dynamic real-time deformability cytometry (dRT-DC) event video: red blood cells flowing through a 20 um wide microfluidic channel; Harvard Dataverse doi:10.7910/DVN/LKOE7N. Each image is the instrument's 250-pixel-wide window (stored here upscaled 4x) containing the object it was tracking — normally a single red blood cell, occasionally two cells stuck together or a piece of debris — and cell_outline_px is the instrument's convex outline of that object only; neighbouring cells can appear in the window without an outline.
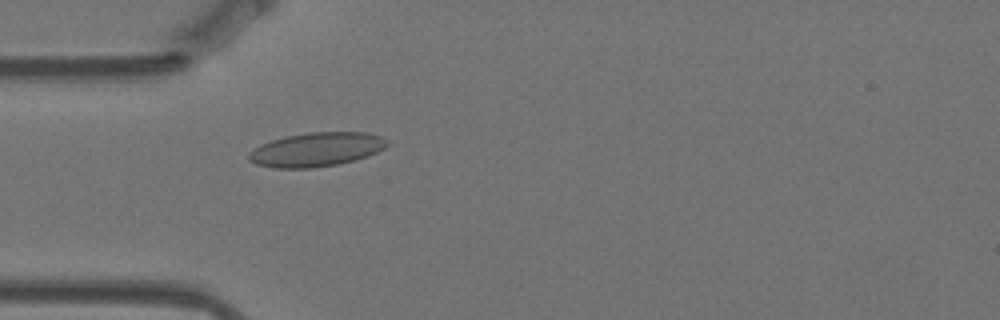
{"species": "Egyptian fruit bat (a non-hibernating species)", "species_latin": "Rousettus aegyptiacus", "temperature_condition": "warm", "stored_images_in_passage": 57, "camera_frame_rate_fps": 3000, "um_per_image_px": 0.085, "animal": {"sex": "female"}, "frame": {"image": 1, "passage_image": 16, "time_ms": 5.0, "image_size_px": [1000, 320], "cell_outline_px": [[388, 144], [384, 148], [368, 156], [356, 160], [336, 164], [312, 168], [272, 168], [256, 164], [248, 160], [248, 152], [252, 148], [260, 144], [272, 140], [288, 136], [308, 132], [368, 132], [380, 136], [388, 140]], "centroid_in_image_um": [26.87, 12.71], "position_along_channel_um": 58.1, "area_um2": 27.57}}
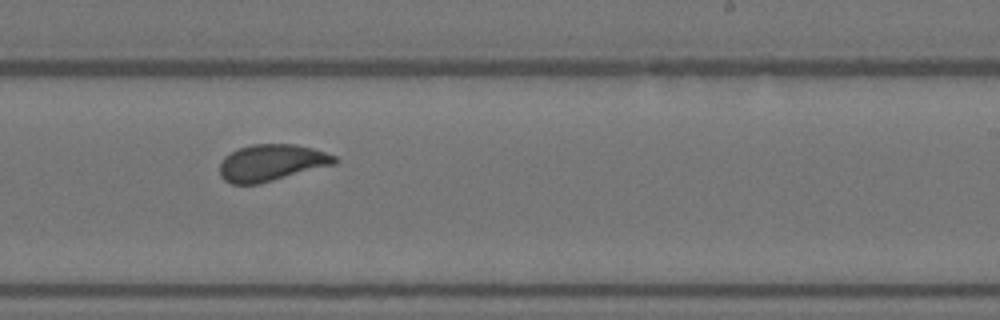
{"frame": {"image": 2, "passage_image": 34, "time_ms": 11.0, "image_size_px": [1000, 320], "cell_outline_px": [[340, 160], [336, 164], [260, 184], [232, 184], [224, 180], [220, 176], [220, 160], [224, 156], [240, 148], [252, 144], [296, 144], [312, 148], [336, 156]], "centroid_in_image_um": [23.09, 13.84], "position_along_channel_um": 265.9, "area_um2": 24.74}}
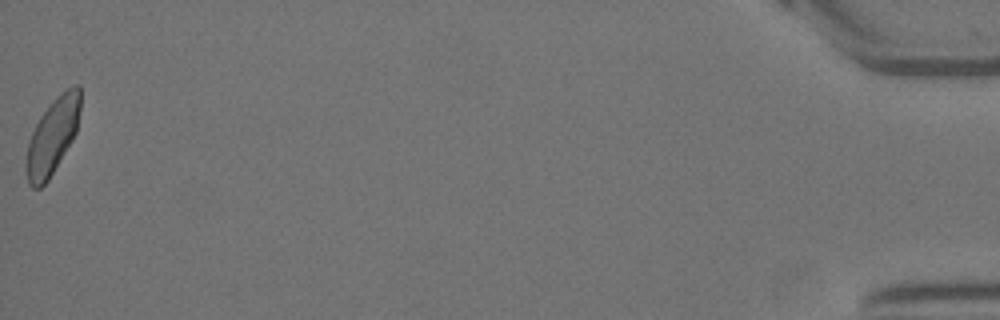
{"frame": {"image": 3, "passage_image": 57, "time_ms": 18.667, "image_size_px": [1000, 320], "cell_outline_px": [[80, 108], [76, 132], [72, 140], [48, 180], [40, 188], [32, 188], [28, 184], [24, 168], [24, 164], [28, 144], [32, 132], [40, 116], [52, 100], [60, 92], [72, 84], [80, 84]], "centroid_in_image_um": [4.44, 11.56], "position_along_channel_um": 430.8, "area_um2": 24.1}, "authors_computed_cell_mechanics": {"area_um2": 24.6806, "velocity_mm_per_s": 3.4865, "shape_relaxation_time_tau1_ms": 5.8618, "shape_relaxation_time_tau2_ms": null, "deformation_change_tau1": 0.1332, "deformation_change_tau2": null}}